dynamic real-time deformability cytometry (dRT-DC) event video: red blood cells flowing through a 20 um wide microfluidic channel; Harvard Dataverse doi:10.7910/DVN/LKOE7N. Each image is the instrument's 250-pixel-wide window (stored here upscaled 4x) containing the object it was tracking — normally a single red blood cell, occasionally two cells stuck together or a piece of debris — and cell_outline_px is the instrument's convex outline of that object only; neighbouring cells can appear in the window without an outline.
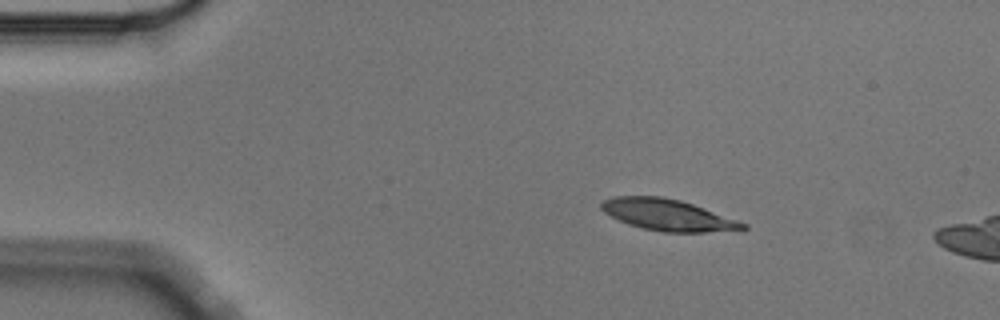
{"species": "Egyptian fruit bat (a non-hibernating species)", "species_latin": "Rousettus aegyptiacus", "temperature_condition": "cold", "stored_images_in_passage": 3, "camera_frame_rate_fps": 3000, "um_per_image_px": 0.085, "animal": {"sex": "male"}, "frame": {"image": 1, "passage_image": 1, "time_ms": 0.0, "image_size_px": [1000, 320], "cell_outline_px": [[748, 228], [704, 232], [664, 232], [644, 228], [628, 224], [604, 212], [600, 208], [600, 204], [604, 200], [616, 196], [660, 196], [680, 200], [704, 208], [748, 224]], "centroid_in_image_um": [56.73, 18.26], "position_along_channel_um": 28.3, "area_um2": 25.43}}